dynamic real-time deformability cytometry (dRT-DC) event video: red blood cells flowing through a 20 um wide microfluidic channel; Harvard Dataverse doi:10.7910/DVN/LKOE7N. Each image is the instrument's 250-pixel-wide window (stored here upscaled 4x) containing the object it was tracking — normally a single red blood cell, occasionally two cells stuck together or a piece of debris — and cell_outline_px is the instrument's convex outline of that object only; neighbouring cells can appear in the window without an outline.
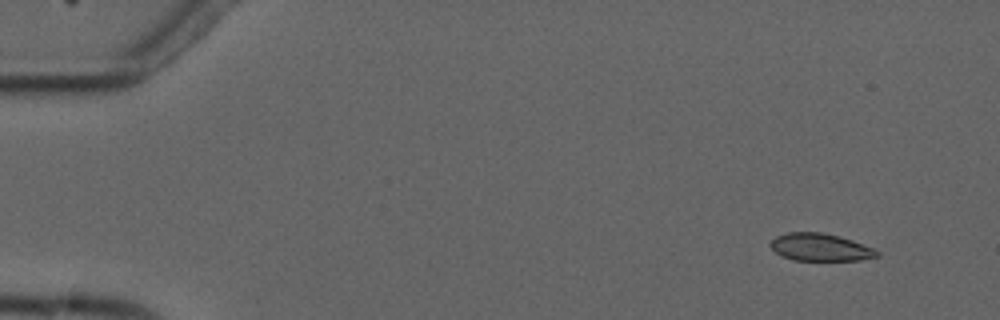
{"species": "common noctule bat (a hibernating species)", "species_latin": "Nyctalus noctula", "temperature_condition": "cold", "stored_images_in_passage": 4, "camera_frame_rate_fps": 3000, "um_per_image_px": 0.085, "animal": {"sex": "male", "forearm_length_mm": 52.5}, "frame": {"image": 1, "passage_image": 2, "time_ms": 1.333, "image_size_px": [1000, 320], "cell_outline_px": [[880, 256], [860, 260], [792, 260], [780, 256], [768, 244], [776, 236], [788, 232], [820, 232], [840, 236], [876, 248], [880, 252]], "centroid_in_image_um": [69.75, 21.02], "position_along_channel_um": 15.3, "area_um2": 17.28}}
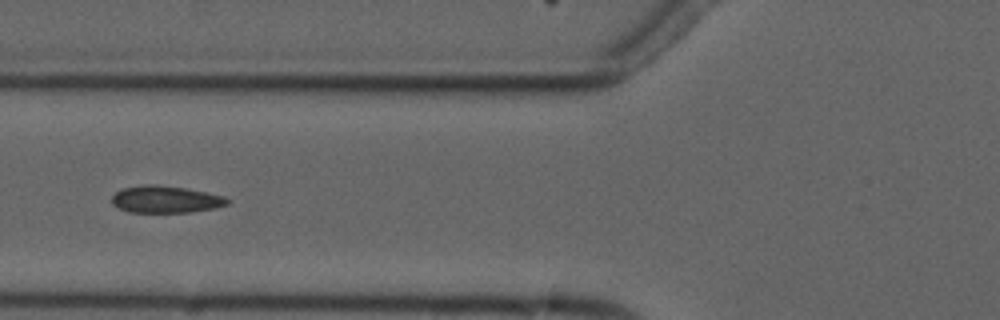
{"frame": {"image": 2, "passage_image": 4, "time_ms": 7.0, "image_size_px": [1000, 320], "cell_outline_px": [[228, 204], [216, 208], [192, 212], [128, 212], [112, 204], [112, 196], [116, 192], [124, 188], [140, 184], [156, 184], [184, 188], [224, 196], [228, 200]], "centroid_in_image_um": [14.06, 16.94], "position_along_channel_um": 111.7, "area_um2": 18.15}}